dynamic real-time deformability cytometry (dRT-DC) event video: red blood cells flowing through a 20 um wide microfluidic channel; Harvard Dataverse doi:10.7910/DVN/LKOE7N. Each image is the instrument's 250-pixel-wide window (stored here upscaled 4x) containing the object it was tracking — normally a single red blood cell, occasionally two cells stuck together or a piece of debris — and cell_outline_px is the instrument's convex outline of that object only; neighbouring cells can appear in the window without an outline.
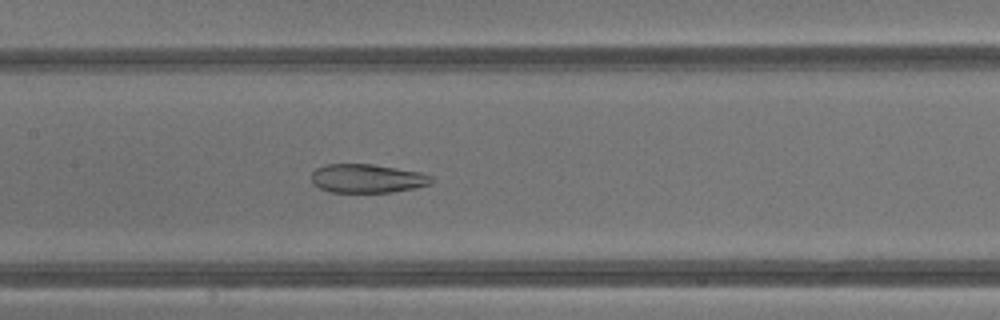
{"species": "common noctule bat (a hibernating species)", "species_latin": "Nyctalus noctula", "temperature_condition": "warm", "stored_images_in_passage": 43, "camera_frame_rate_fps": 3000, "um_per_image_px": 0.085, "animal": {"sex": "male", "body_mass_g": 13.3}, "frame": {"image": 1, "passage_image": 21, "time_ms": 6.667, "image_size_px": [1000, 320], "cell_outline_px": [[436, 180], [432, 184], [416, 188], [392, 192], [328, 192], [312, 184], [312, 172], [316, 168], [324, 164], [372, 164], [420, 172], [432, 176]], "centroid_in_image_um": [31.24, 15.17], "position_along_channel_um": 176.2, "area_um2": 20.35}}
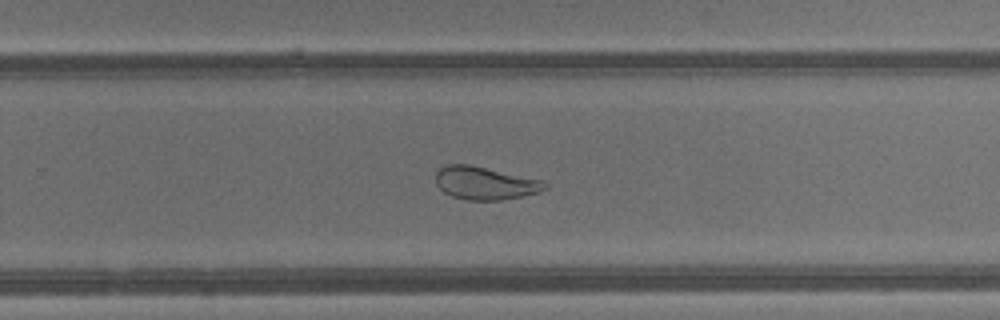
{"frame": {"image": 2, "passage_image": 28, "time_ms": 9.0, "image_size_px": [1000, 320], "cell_outline_px": [[548, 188], [540, 192], [500, 200], [464, 200], [452, 196], [444, 192], [436, 184], [436, 172], [440, 168], [448, 164], [468, 164], [544, 180], [548, 184]], "centroid_in_image_um": [41.24, 15.56], "position_along_channel_um": 288.6, "area_um2": 20.98}}
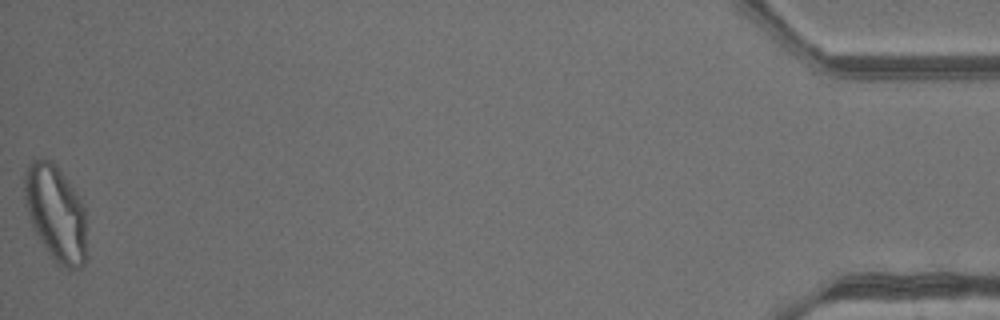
{"frame": {"image": 3, "passage_image": 43, "time_ms": 14.0, "image_size_px": [1000, 320], "cell_outline_px": [[88, 256], [84, 264], [80, 268], [64, 268], [48, 252], [32, 228], [24, 204], [24, 176], [28, 164], [32, 160], [48, 160], [56, 164], [68, 180], [84, 204]], "centroid_in_image_um": [4.76, 18.13], "position_along_channel_um": 430.4, "area_um2": 35.26}, "authors_computed_cell_mechanics": {"area_um2": 29.6514, "velocity_mm_per_s": 4.8461, "shape_relaxation_time_tau1_ms": null, "shape_relaxation_time_tau2_ms": 1.4192, "deformation_change_tau1": null, "deformation_change_tau2": 0.095}}